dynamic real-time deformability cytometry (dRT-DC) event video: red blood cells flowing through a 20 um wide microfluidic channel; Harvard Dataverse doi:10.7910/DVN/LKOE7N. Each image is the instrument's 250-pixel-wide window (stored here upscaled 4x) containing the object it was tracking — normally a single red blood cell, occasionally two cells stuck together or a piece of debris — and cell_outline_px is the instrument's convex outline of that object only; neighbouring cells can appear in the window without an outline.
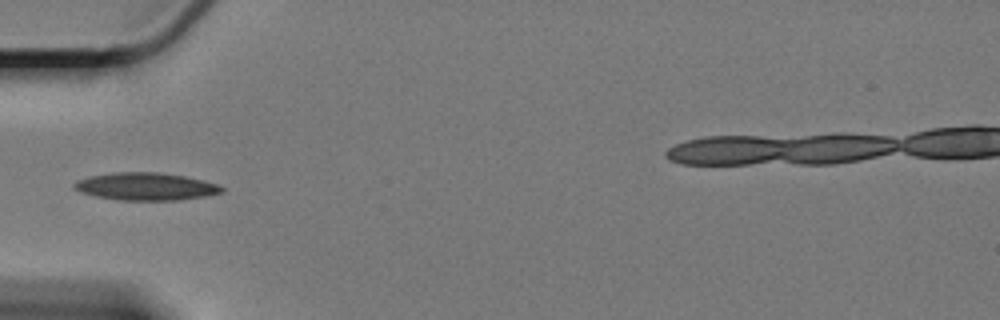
{"species": "Egyptian fruit bat (a non-hibernating species)", "species_latin": "Rousettus aegyptiacus", "temperature_condition": "cold", "stored_images_in_passage": 36, "camera_frame_rate_fps": 3000, "um_per_image_px": 0.085, "animal": {"sex": "female"}, "frame": {"image": 1, "passage_image": 1, "time_ms": 0.0, "image_size_px": [1000, 320], "cell_outline_px": [[224, 192], [204, 196], [180, 200], [120, 200], [96, 196], [80, 192], [72, 188], [72, 184], [76, 180], [88, 176], [112, 172], [160, 172], [184, 176], [204, 180], [216, 184], [224, 188]], "centroid_in_image_um": [12.35, 15.84], "position_along_channel_um": 72.6, "area_um2": 23.87}}
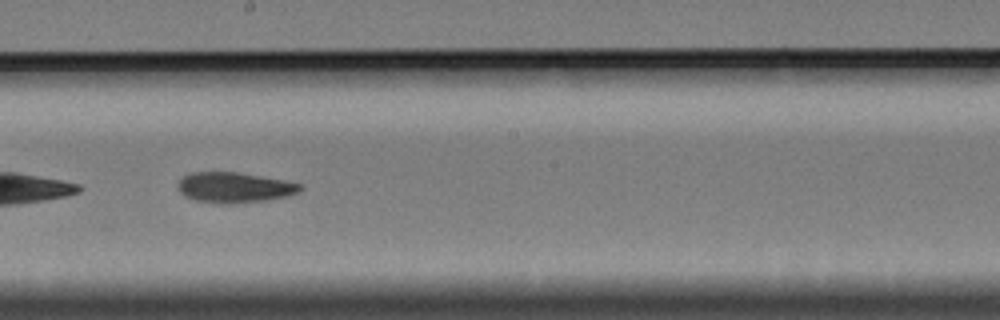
{"frame": {"image": 2, "passage_image": 15, "time_ms": 4.667, "image_size_px": [1000, 320], "cell_outline_px": [[304, 188], [296, 192], [284, 196], [264, 200], [224, 204], [220, 204], [196, 200], [184, 196], [180, 192], [176, 184], [184, 176], [192, 172], [236, 172], [284, 180], [300, 184]], "centroid_in_image_um": [19.86, 15.93], "position_along_channel_um": 228.3, "area_um2": 21.33}}
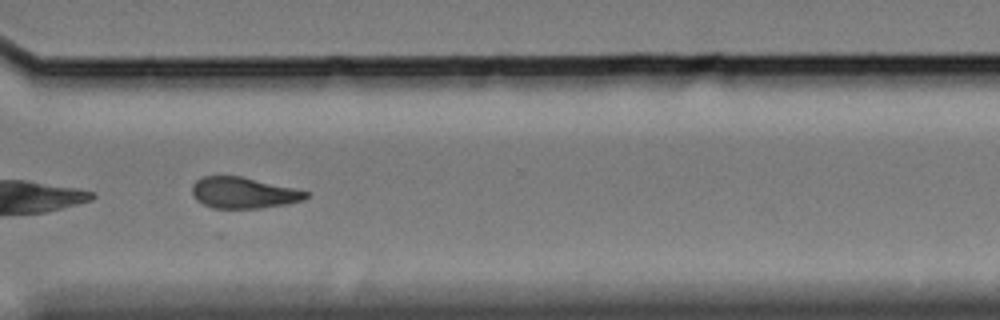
{"frame": {"image": 3, "passage_image": 26, "time_ms": 8.333, "image_size_px": [1000, 320], "cell_outline_px": [[308, 196], [304, 200], [288, 204], [260, 208], [212, 208], [196, 200], [192, 192], [192, 184], [196, 180], [204, 176], [240, 176], [292, 188], [308, 192]], "centroid_in_image_um": [20.67, 16.39], "position_along_channel_um": 349.9, "area_um2": 20.46}, "authors_computed_cell_mechanics": {"area_um2": 21.386, "velocity_mm_per_s": 3.3169, "shape_relaxation_time_tau1_ms": 5.3969, "shape_relaxation_time_tau2_ms": 8.7928, "deformation_change_tau1": 0.1285, "deformation_change_tau2": 0.153}}